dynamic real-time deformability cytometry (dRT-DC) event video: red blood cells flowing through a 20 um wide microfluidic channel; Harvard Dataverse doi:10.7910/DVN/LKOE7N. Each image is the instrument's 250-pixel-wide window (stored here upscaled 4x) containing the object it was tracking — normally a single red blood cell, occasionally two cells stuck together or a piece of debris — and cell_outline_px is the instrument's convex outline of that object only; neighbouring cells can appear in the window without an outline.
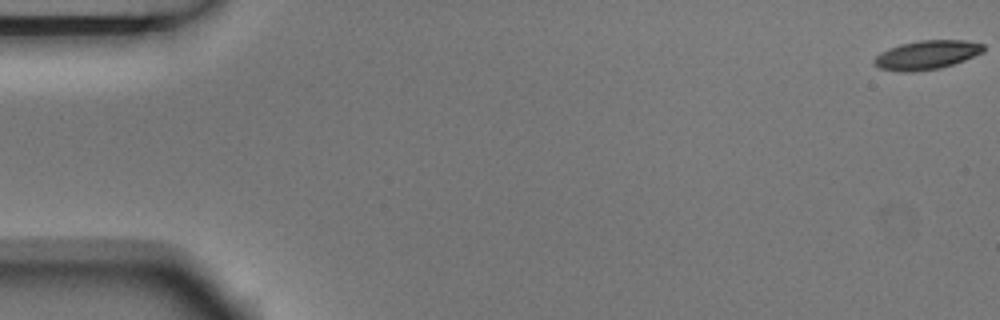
{"species": "Egyptian fruit bat (a non-hibernating species)", "species_latin": "Rousettus aegyptiacus", "temperature_condition": "room temperature", "stored_images_in_passage": 5, "camera_frame_rate_fps": 3000, "um_per_image_px": 0.085, "animal": {"sex": "male"}, "frame": {"image": 1, "passage_image": 1, "time_ms": 0.0, "image_size_px": [1000, 320], "cell_outline_px": [[984, 52], [964, 60], [940, 68], [912, 72], [896, 72], [880, 68], [872, 64], [872, 60], [880, 52], [888, 48], [900, 44], [920, 40], [964, 40], [984, 44]], "centroid_in_image_um": [78.73, 4.67], "position_along_channel_um": 6.3, "area_um2": 18.61}}
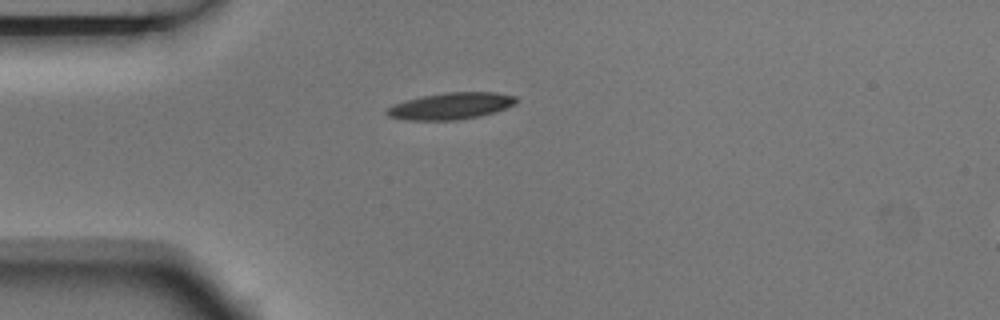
{"frame": {"image": 2, "passage_image": 5, "time_ms": 1.333, "image_size_px": [1000, 320], "cell_outline_px": [[520, 100], [516, 104], [496, 112], [480, 116], [456, 120], [408, 120], [388, 116], [384, 112], [388, 108], [404, 100], [420, 96], [444, 92], [496, 92], [516, 96]], "centroid_in_image_um": [38.37, 9.0], "position_along_channel_um": 46.6, "area_um2": 20.35}}